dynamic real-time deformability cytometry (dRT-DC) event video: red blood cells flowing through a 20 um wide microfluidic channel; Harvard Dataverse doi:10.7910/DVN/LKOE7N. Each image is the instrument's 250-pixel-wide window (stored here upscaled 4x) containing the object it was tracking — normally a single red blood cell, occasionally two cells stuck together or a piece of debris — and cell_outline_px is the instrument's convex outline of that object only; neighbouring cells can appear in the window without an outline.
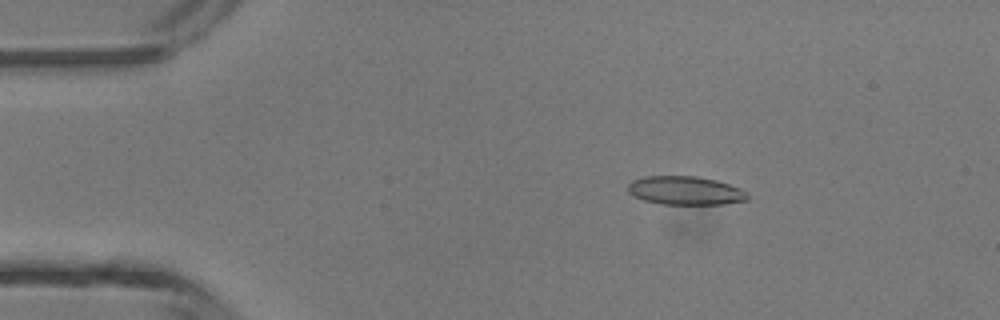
{"species": "common noctule bat (a hibernating species)", "species_latin": "Nyctalus noctula", "temperature_condition": "room temperature", "stored_images_in_passage": 46, "camera_frame_rate_fps": 3000, "um_per_image_px": 0.085, "animal": {"sex": "male", "body_mass_g": 13.3}, "frame": {"image": 1, "passage_image": 8, "time_ms": 2.333, "image_size_px": [1000, 320], "cell_outline_px": [[748, 200], [724, 204], [660, 204], [644, 200], [628, 192], [628, 184], [632, 180], [644, 176], [696, 176], [716, 180], [740, 188], [748, 192]], "centroid_in_image_um": [58.26, 16.19], "position_along_channel_um": 26.7, "area_um2": 19.94}}
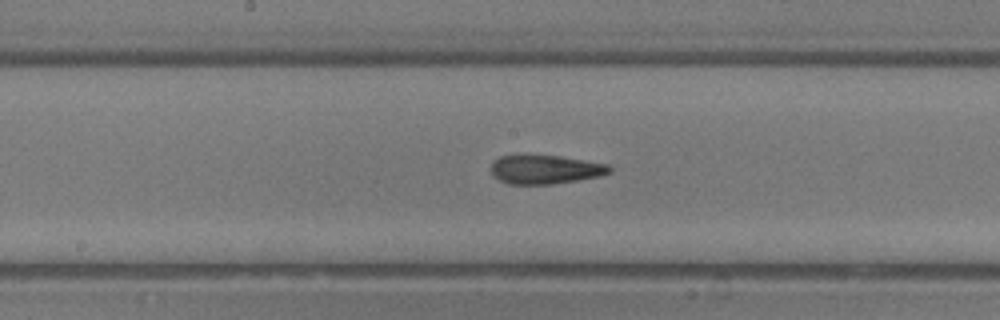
{"frame": {"image": 2, "passage_image": 24, "time_ms": 7.667, "image_size_px": [1000, 320], "cell_outline_px": [[612, 172], [600, 176], [552, 184], [508, 184], [492, 176], [492, 160], [500, 156], [520, 152], [524, 152], [560, 156], [608, 164], [612, 168]], "centroid_in_image_um": [46.28, 14.35], "position_along_channel_um": 201.9, "area_um2": 20.69}}
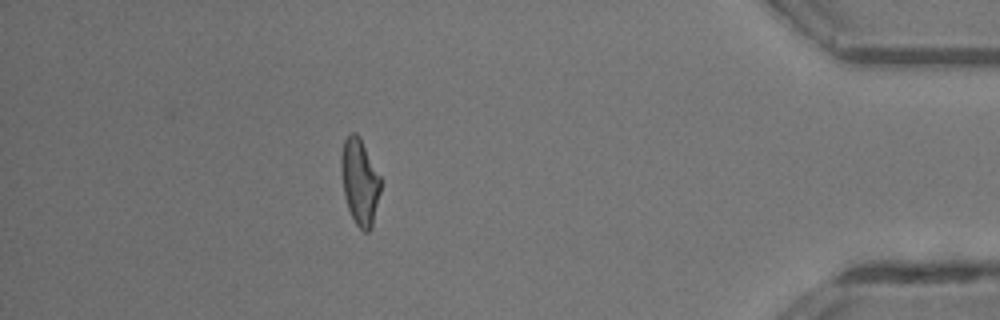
{"frame": {"image": 3, "passage_image": 41, "time_ms": 13.333, "image_size_px": [1000, 320], "cell_outline_px": [[380, 192], [372, 228], [368, 232], [364, 232], [356, 224], [348, 208], [344, 196], [340, 168], [340, 156], [344, 140], [348, 132], [356, 132], [360, 136], [380, 176]], "centroid_in_image_um": [30.56, 15.41], "position_along_channel_um": 404.6, "area_um2": 20.0}, "authors_computed_cell_mechanics": {"area_um2": 20.2878, "velocity_mm_per_s": 4.4616, "shape_relaxation_time_tau1_ms": 4.97, "shape_relaxation_time_tau2_ms": 1.7543, "deformation_change_tau1": 0.1865, "deformation_change_tau2": 0.1171}}